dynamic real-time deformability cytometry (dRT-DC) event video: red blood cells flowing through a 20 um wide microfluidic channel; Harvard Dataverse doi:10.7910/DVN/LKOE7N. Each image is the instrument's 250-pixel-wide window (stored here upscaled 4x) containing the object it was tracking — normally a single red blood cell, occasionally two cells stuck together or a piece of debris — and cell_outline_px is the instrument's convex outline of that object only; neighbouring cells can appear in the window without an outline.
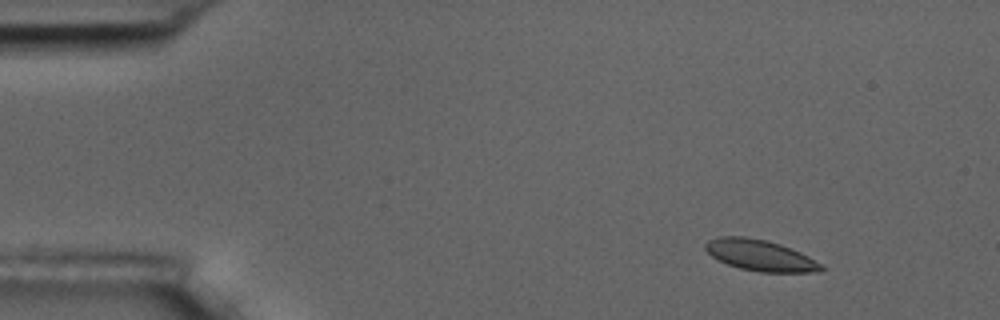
{"species": "common noctule bat (a hibernating species)", "species_latin": "Nyctalus noctula", "temperature_condition": "room temperature", "stored_images_in_passage": 3, "camera_frame_rate_fps": 3000, "um_per_image_px": 0.085, "animal": {"sex": "male", "body_mass_g": 17.5, "forearm_length_mm": 52.3}, "frame": {"image": 1, "passage_image": 1, "time_ms": 0.0, "image_size_px": [1000, 320], "cell_outline_px": [[824, 268], [812, 272], [760, 272], [740, 268], [728, 264], [712, 256], [704, 248], [704, 244], [708, 240], [720, 236], [744, 236], [764, 240], [780, 244], [800, 252], [808, 256], [820, 264]], "centroid_in_image_um": [64.57, 21.69], "position_along_channel_um": 20.4, "area_um2": 20.63}}